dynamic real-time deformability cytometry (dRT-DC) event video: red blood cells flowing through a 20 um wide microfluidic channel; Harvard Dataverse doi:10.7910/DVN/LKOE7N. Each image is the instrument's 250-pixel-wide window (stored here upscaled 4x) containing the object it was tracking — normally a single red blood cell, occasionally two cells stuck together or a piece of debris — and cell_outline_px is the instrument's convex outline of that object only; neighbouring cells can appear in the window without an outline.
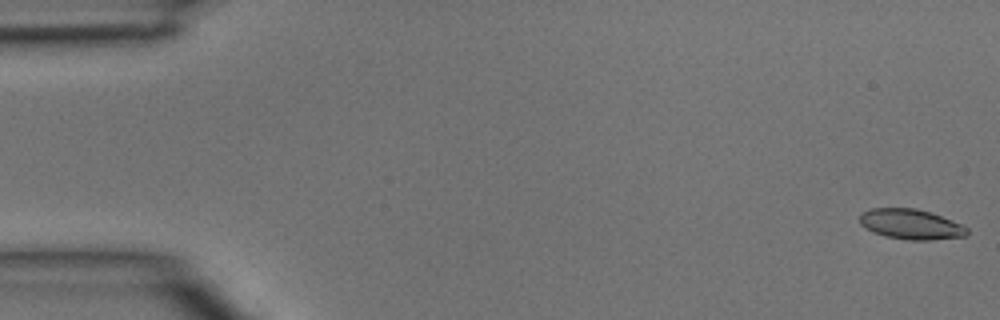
{"species": "common noctule bat (a hibernating species)", "species_latin": "Nyctalus noctula", "temperature_condition": "room temperature", "stored_images_in_passage": 5, "segment_of_instrument_passage": [1, 2], "camera_frame_rate_fps": 3000, "um_per_image_px": 0.085, "animal": {"sex": "male", "body_mass_g": 15.6}, "frame": {"image": 1, "passage_image": 1, "time_ms": 0.0, "image_size_px": [1000, 320], "cell_outline_px": [[968, 236], [932, 240], [908, 240], [884, 236], [872, 232], [864, 228], [860, 224], [860, 212], [872, 208], [916, 208], [940, 216], [960, 224], [968, 228]], "centroid_in_image_um": [77.39, 19.07], "position_along_channel_um": 7.6, "area_um2": 18.96}}
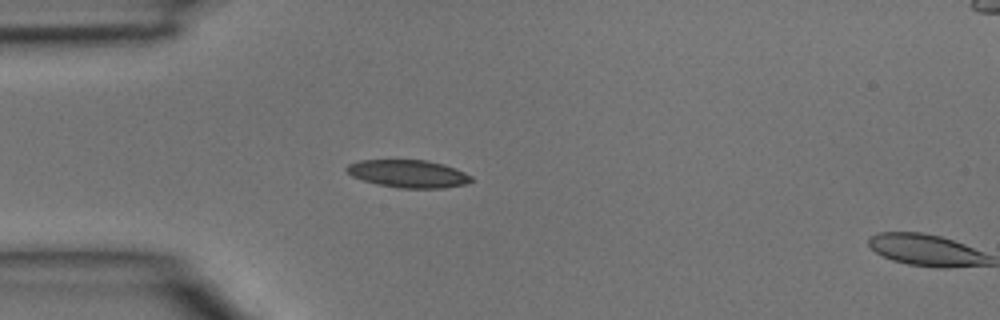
{"frame": {"image": 2, "passage_image": 4, "time_ms": 1.0, "image_size_px": [1000, 320], "cell_outline_px": [[472, 180], [464, 184], [444, 188], [400, 188], [380, 184], [364, 180], [352, 176], [344, 168], [348, 164], [360, 160], [428, 160], [444, 164], [456, 168], [472, 176]], "centroid_in_image_um": [34.72, 14.75], "position_along_channel_um": 50.3, "area_um2": 20.0}}